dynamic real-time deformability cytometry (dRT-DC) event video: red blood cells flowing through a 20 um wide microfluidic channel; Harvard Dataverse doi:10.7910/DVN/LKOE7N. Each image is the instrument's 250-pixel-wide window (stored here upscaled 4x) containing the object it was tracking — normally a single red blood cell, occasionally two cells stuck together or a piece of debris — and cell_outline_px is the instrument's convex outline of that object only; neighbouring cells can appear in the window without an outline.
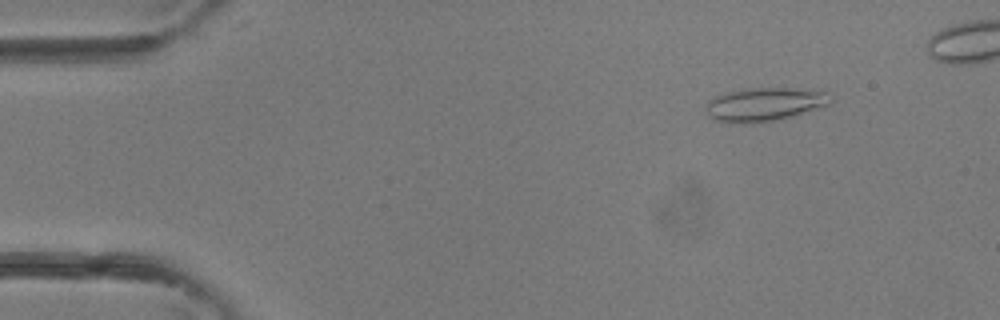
{"species": "common noctule bat (a hibernating species)", "species_latin": "Nyctalus noctula", "temperature_condition": "room temperature", "stored_images_in_passage": 36, "camera_frame_rate_fps": 3000, "um_per_image_px": 0.085, "animal": {"sex": "female"}, "frame": {"image": 1, "passage_image": 5, "time_ms": 1.333, "image_size_px": [1000, 320], "cell_outline_px": [[832, 104], [792, 116], [776, 120], [716, 120], [708, 116], [704, 104], [716, 96], [728, 92], [744, 88], [796, 88], [824, 92], [832, 100]], "centroid_in_image_um": [65.02, 8.82], "position_along_channel_um": 20.0, "area_um2": 23.41}}
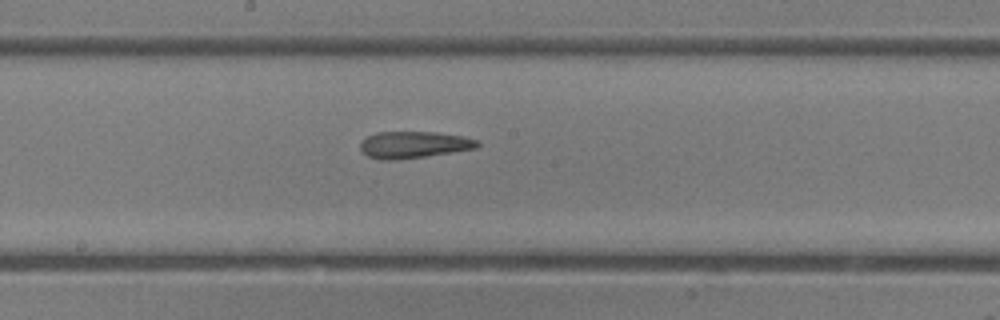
{"frame": {"image": 2, "passage_image": 21, "time_ms": 6.667, "image_size_px": [1000, 320], "cell_outline_px": [[480, 144], [476, 148], [424, 156], [396, 160], [380, 160], [368, 156], [360, 148], [360, 144], [368, 136], [376, 132], [436, 132], [464, 136], [476, 140]], "centroid_in_image_um": [35.16, 12.3], "position_along_channel_um": 213.0, "area_um2": 18.03}}
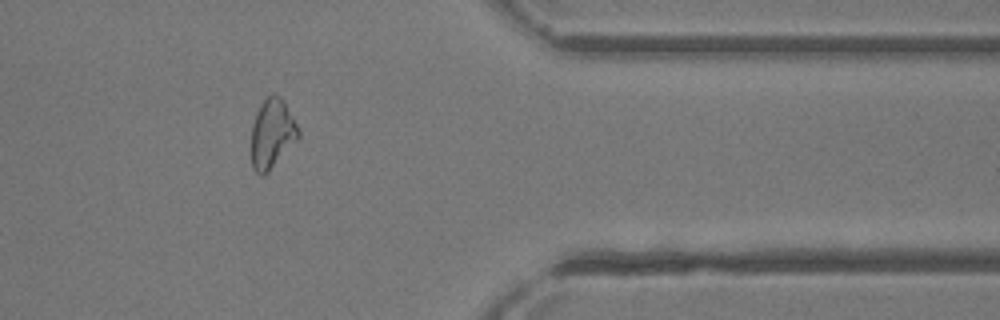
{"frame": {"image": 3, "passage_image": 32, "time_ms": 10.333, "image_size_px": [1000, 320], "cell_outline_px": [[300, 136], [268, 172], [264, 176], [260, 176], [252, 168], [252, 124], [256, 112], [264, 100], [272, 92], [280, 96], [284, 100], [300, 128]], "centroid_in_image_um": [23.14, 11.34], "position_along_channel_um": 388.3, "area_um2": 19.13}}